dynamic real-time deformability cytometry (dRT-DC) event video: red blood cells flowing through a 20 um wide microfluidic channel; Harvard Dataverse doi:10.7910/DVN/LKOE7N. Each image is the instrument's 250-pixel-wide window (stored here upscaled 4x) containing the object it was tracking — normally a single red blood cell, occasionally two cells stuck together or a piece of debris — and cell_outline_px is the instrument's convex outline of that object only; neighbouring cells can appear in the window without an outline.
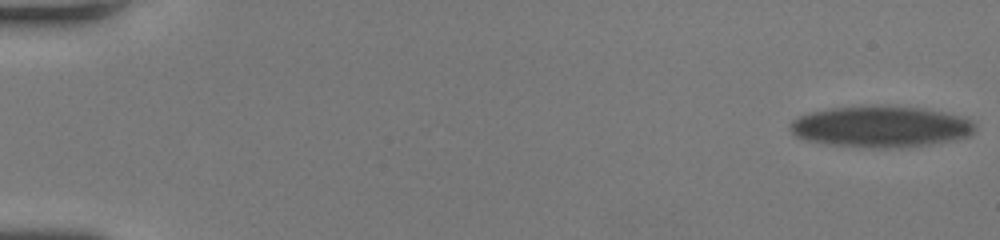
{"species": "human", "species_latin": "Homo sapiens", "temperature_condition": "room temperature", "stored_images_in_passage": 64, "camera_frame_rate_fps": 3000, "um_per_image_px": 0.085, "donor": {"sex": "female"}, "frame": {"image": 1, "passage_image": 1, "time_ms": 0.0, "image_size_px": [1000, 240], "cell_outline_px": [[976, 128], [968, 136], [956, 140], [932, 144], [900, 148], [876, 148], [832, 144], [804, 140], [796, 136], [788, 128], [788, 124], [792, 120], [800, 116], [812, 112], [832, 108], [924, 108], [964, 116], [972, 120], [976, 124]], "centroid_in_image_um": [74.92, 10.8], "position_along_channel_um": 10.1, "area_um2": 43.75}}
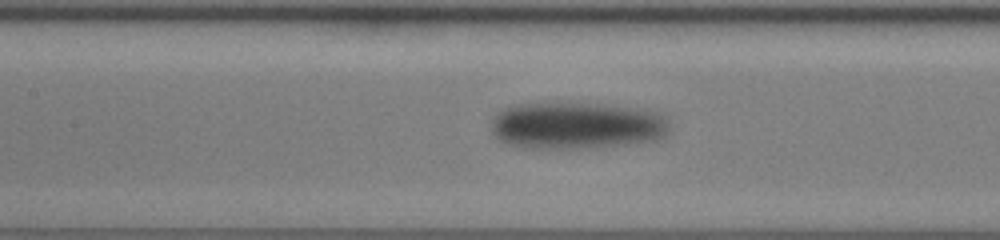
{"frame": {"image": 2, "passage_image": 34, "time_ms": 11.0, "image_size_px": [1000, 240], "cell_outline_px": [[668, 132], [660, 140], [596, 148], [520, 148], [508, 144], [500, 140], [488, 128], [492, 116], [496, 112], [504, 108], [520, 104], [596, 104], [648, 108], [660, 112], [668, 116]], "centroid_in_image_um": [49.05, 10.68], "position_along_channel_um": 158.4, "area_um2": 49.71}}
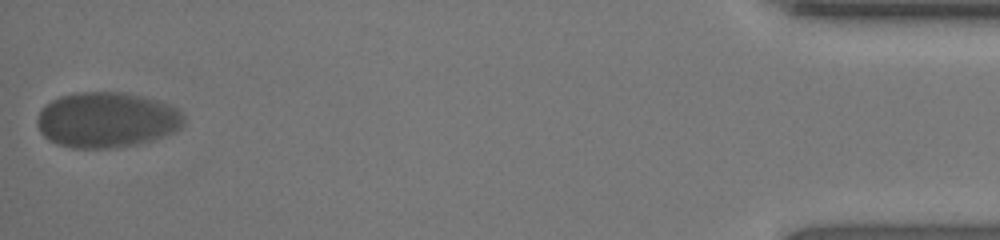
{"frame": {"image": 3, "passage_image": 64, "time_ms": 21.0, "image_size_px": [1000, 240], "cell_outline_px": [[184, 124], [180, 128], [172, 132], [152, 140], [136, 144], [112, 148], [72, 148], [56, 144], [48, 140], [40, 132], [36, 124], [36, 120], [40, 108], [44, 104], [60, 96], [72, 92], [120, 92], [144, 96], [168, 104], [176, 108], [184, 116]], "centroid_in_image_um": [9.01, 10.18], "position_along_channel_um": 426.2, "area_um2": 47.74}}